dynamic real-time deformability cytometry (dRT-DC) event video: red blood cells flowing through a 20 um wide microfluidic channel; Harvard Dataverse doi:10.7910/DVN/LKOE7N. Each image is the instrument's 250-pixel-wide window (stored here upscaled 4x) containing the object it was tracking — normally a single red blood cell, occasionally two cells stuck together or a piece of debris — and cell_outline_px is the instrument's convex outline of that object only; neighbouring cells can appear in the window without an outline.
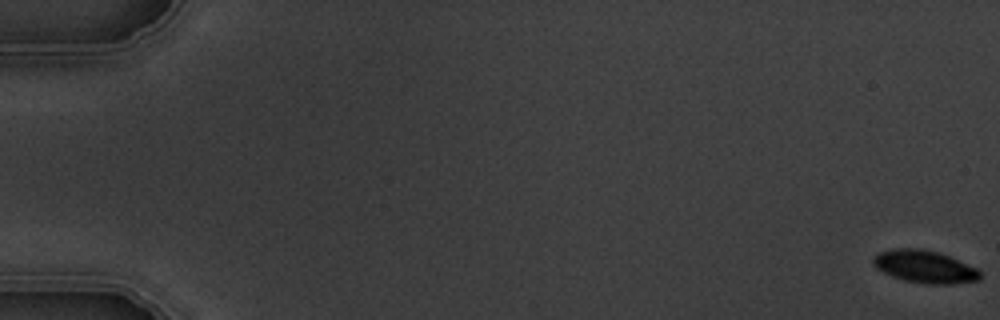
{"species": "common noctule bat (a hibernating species)", "species_latin": "Nyctalus noctula", "temperature_condition": "warm", "stored_images_in_passage": 6, "camera_frame_rate_fps": 3000, "um_per_image_px": 0.085, "animal": {"sex": "male", "body_mass_g": 19.5, "forearm_length_mm": 54.6}, "frame": {"image": 1, "passage_image": 1, "time_ms": 0.0, "image_size_px": [1000, 320], "cell_outline_px": [[980, 280], [952, 284], [924, 284], [904, 280], [892, 276], [876, 268], [872, 264], [872, 256], [880, 252], [896, 248], [920, 248], [936, 252], [948, 256], [976, 268], [980, 272]], "centroid_in_image_um": [78.56, 22.67], "position_along_channel_um": 6.4, "area_um2": 20.17}}